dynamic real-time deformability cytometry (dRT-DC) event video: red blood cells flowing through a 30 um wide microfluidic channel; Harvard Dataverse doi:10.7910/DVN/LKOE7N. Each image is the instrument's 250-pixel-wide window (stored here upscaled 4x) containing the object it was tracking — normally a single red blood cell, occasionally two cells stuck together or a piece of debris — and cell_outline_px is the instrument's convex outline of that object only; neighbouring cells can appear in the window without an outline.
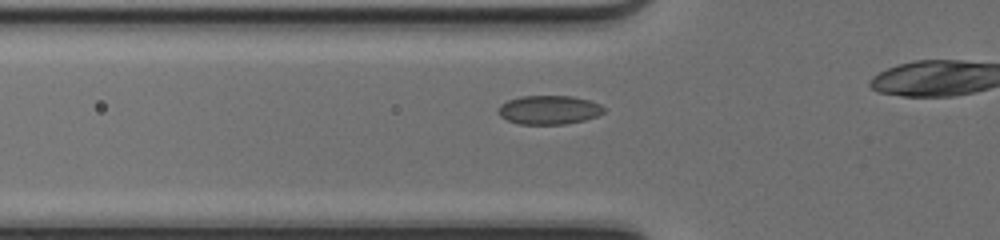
{"species": "common noctule bat (a hibernating species)", "species_latin": "Nyctalus noctula", "temperature_condition": "cold", "stored_images_in_passage": 33, "camera_frame_rate_fps": 3000, "um_per_image_px": 0.085, "animal": {"sex": "female", "body_mass_g": 17.0, "forearm_length_mm": 48.0}, "frame": {"image": 1, "passage_image": 10, "time_ms": 3.0, "image_size_px": [1000, 240], "cell_outline_px": [[604, 112], [596, 116], [584, 120], [564, 124], [520, 124], [508, 120], [500, 116], [500, 104], [508, 100], [520, 96], [572, 96], [588, 100], [600, 104], [604, 108]], "centroid_in_image_um": [46.67, 9.33], "position_along_channel_um": 79.1, "area_um2": 17.57}}
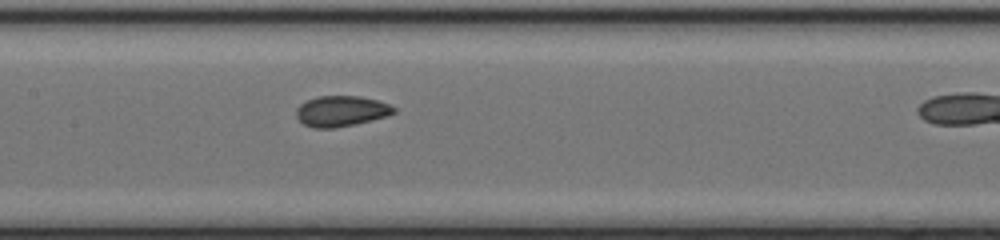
{"frame": {"image": 2, "passage_image": 17, "time_ms": 5.333, "image_size_px": [1000, 240], "cell_outline_px": [[396, 112], [372, 120], [336, 128], [312, 128], [304, 124], [296, 116], [296, 108], [300, 104], [316, 96], [360, 96], [376, 100], [388, 104], [396, 108]], "centroid_in_image_um": [28.97, 9.44], "position_along_channel_um": 178.4, "area_um2": 17.34}}
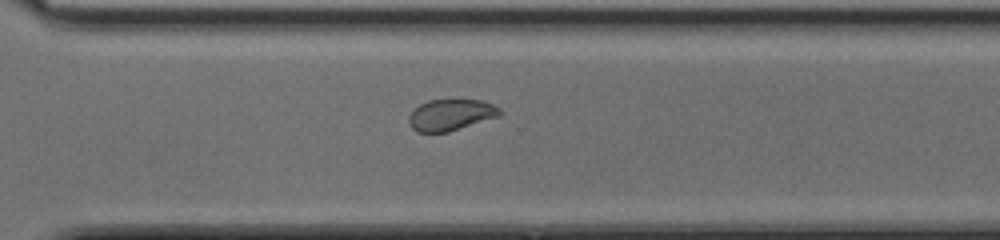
{"frame": {"image": 3, "passage_image": 28, "time_ms": 9.0, "image_size_px": [1000, 240], "cell_outline_px": [[500, 116], [448, 132], [416, 132], [408, 124], [408, 116], [420, 104], [428, 100], [484, 100], [500, 108]], "centroid_in_image_um": [38.31, 9.77], "position_along_channel_um": 332.3, "area_um2": 16.59}}